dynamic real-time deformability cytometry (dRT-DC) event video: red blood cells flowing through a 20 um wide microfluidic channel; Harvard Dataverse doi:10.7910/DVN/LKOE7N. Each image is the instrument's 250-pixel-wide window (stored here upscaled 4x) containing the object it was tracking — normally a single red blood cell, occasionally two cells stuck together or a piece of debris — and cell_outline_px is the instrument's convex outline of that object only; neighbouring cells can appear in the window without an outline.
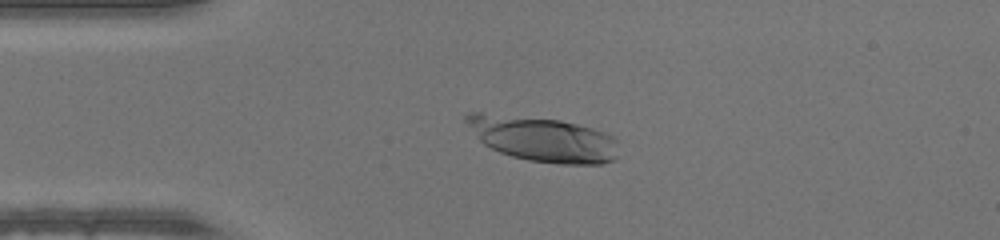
{"species": "human", "species_latin": "Homo sapiens", "temperature_condition": "warm", "stored_images_in_passage": 48, "camera_frame_rate_fps": 3000, "um_per_image_px": 0.085, "donor": {"sex": "male"}, "frame": {"image": 1, "passage_image": 10, "time_ms": 3.0, "image_size_px": [1000, 240], "cell_outline_px": [[616, 160], [600, 164], [560, 164], [528, 160], [512, 156], [500, 152], [484, 144], [480, 140], [464, 120], [464, 116], [468, 112], [480, 112], [560, 120], [608, 132], [616, 140]], "centroid_in_image_um": [46.15, 11.81], "position_along_channel_um": 38.9, "area_um2": 39.82}}
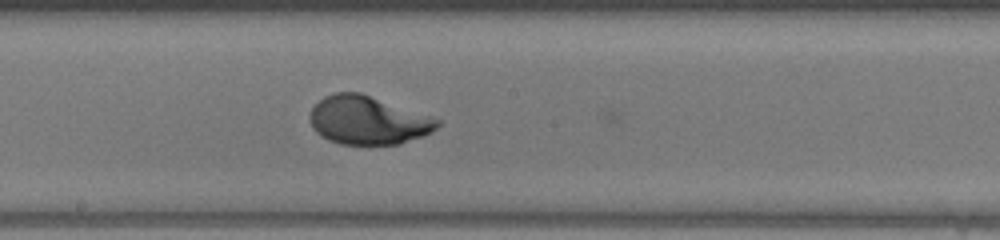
{"frame": {"image": 2, "passage_image": 25, "time_ms": 8.0, "image_size_px": [1000, 240], "cell_outline_px": [[440, 124], [432, 132], [424, 136], [400, 144], [340, 144], [328, 140], [320, 136], [312, 128], [308, 116], [312, 108], [324, 96], [336, 92], [360, 92], [432, 116], [440, 120]], "centroid_in_image_um": [31.27, 10.22], "position_along_channel_um": 216.9, "area_um2": 36.18}}
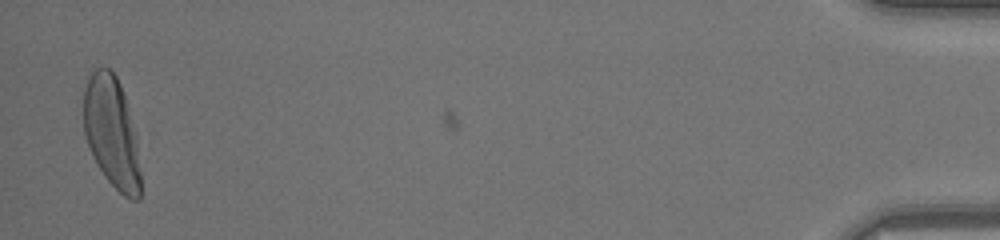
{"frame": {"image": 3, "passage_image": 47, "time_ms": 15.333, "image_size_px": [1000, 240], "cell_outline_px": [[140, 200], [132, 200], [124, 196], [104, 176], [96, 164], [88, 148], [84, 136], [84, 88], [88, 76], [92, 68], [108, 68], [116, 76], [120, 84], [136, 132], [140, 172]], "centroid_in_image_um": [9.48, 11.25], "position_along_channel_um": 425.7, "area_um2": 37.17}}